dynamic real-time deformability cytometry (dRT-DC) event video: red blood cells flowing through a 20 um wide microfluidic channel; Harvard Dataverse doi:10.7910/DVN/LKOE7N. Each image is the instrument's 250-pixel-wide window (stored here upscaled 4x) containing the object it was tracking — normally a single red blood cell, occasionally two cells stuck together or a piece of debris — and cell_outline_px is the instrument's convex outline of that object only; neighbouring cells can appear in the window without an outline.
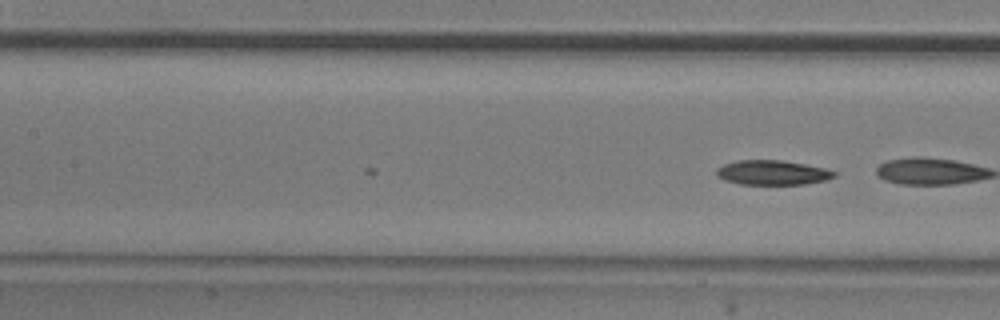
{"species": "common noctule bat (a hibernating species)", "species_latin": "Nyctalus noctula", "temperature_condition": "room temperature", "stored_images_in_passage": 20, "camera_frame_rate_fps": 3000, "um_per_image_px": 0.085, "animal": {"sex": "male", "body_mass_g": 20.5, "forearm_length_mm": 52.5}, "frame": {"image": 1, "passage_image": 20, "time_ms": 6.333, "image_size_px": [1000, 320], "cell_outline_px": [[836, 176], [828, 180], [804, 184], [740, 184], [724, 180], [716, 176], [716, 168], [724, 164], [740, 160], [780, 160], [804, 164], [824, 168], [836, 172]], "centroid_in_image_um": [65.65, 14.67], "position_along_channel_um": 141.8, "area_um2": 16.88}}